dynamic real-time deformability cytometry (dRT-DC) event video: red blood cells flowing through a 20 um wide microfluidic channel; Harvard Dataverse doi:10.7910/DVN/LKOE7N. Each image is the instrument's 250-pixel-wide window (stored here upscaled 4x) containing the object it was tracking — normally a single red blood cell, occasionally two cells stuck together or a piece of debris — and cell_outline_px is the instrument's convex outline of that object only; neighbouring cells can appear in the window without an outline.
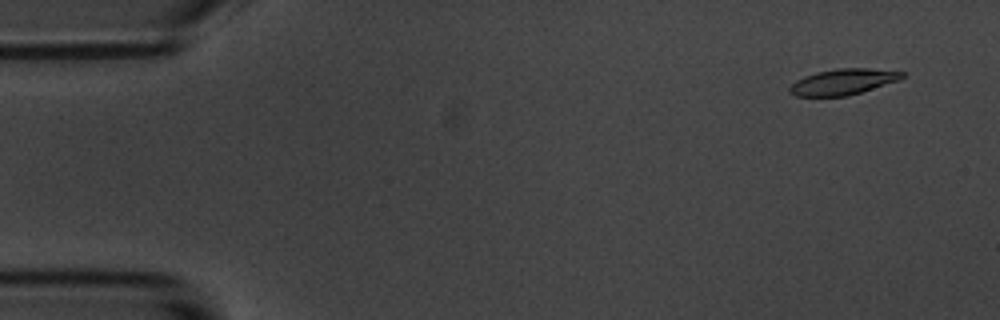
{"species": "common noctule bat (a hibernating species)", "species_latin": "Nyctalus noctula", "temperature_condition": "room temperature", "stored_images_in_passage": 57, "camera_frame_rate_fps": 3000, "um_per_image_px": 0.085, "animal": {"sex": "male", "body_mass_g": 20.1, "forearm_length_mm": 53.5}, "frame": {"image": 1, "passage_image": 4, "time_ms": 1.0, "image_size_px": [1000, 320], "cell_outline_px": [[904, 76], [896, 80], [848, 96], [796, 96], [788, 92], [788, 88], [796, 80], [804, 76], [816, 72], [836, 68], [868, 68], [904, 72]], "centroid_in_image_um": [71.58, 6.95], "position_along_channel_um": 13.4, "area_um2": 16.7}}
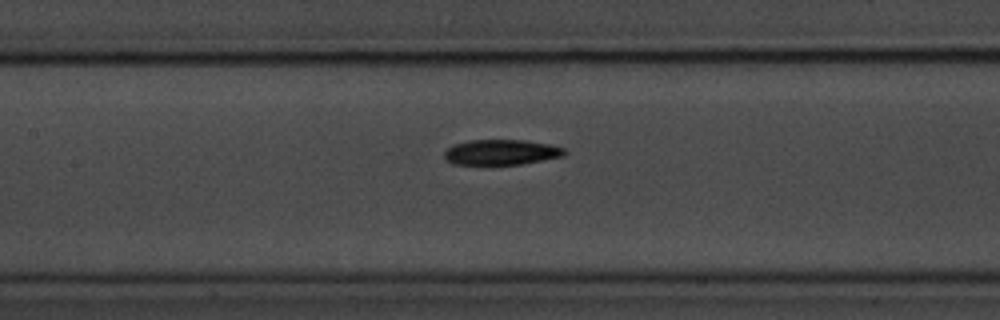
{"frame": {"image": 2, "passage_image": 26, "time_ms": 8.333, "image_size_px": [1000, 320], "cell_outline_px": [[568, 152], [564, 156], [520, 164], [452, 164], [444, 156], [444, 148], [468, 140], [524, 140], [548, 144], [564, 148]], "centroid_in_image_um": [42.6, 12.93], "position_along_channel_um": 164.8, "area_um2": 17.69}}
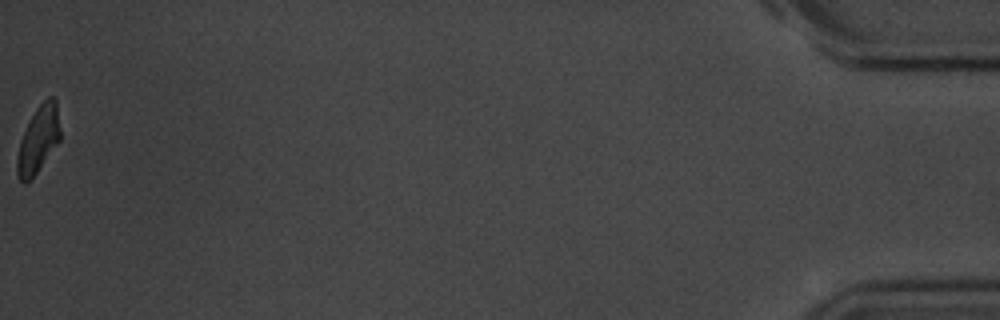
{"frame": {"image": 3, "passage_image": 57, "time_ms": 18.667, "image_size_px": [1000, 320], "cell_outline_px": [[60, 140], [36, 172], [24, 184], [20, 180], [16, 172], [16, 160], [20, 140], [36, 108], [48, 96], [52, 96], [56, 100], [60, 132]], "centroid_in_image_um": [3.25, 11.84], "position_along_channel_um": 431.9, "area_um2": 16.36}, "authors_computed_cell_mechanics": {"area_um2": 18.0336, "velocity_mm_per_s": 3.5551, "shape_relaxation_time_tau1_ms": 3.5126, "shape_relaxation_time_tau2_ms": 3.1168, "deformation_change_tau1": 0.1508, "deformation_change_tau2": 0.082}}